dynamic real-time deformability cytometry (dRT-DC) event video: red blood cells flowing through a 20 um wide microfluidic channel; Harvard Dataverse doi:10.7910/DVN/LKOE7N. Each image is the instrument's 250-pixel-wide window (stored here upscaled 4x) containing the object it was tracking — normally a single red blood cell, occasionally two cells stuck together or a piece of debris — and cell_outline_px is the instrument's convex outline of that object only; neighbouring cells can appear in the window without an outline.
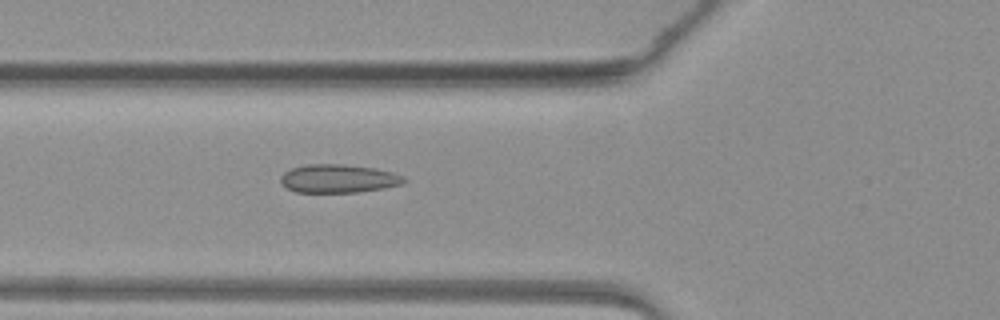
{"species": "common noctule bat (a hibernating species)", "species_latin": "Nyctalus noctula", "temperature_condition": "warm", "stored_images_in_passage": 19, "camera_frame_rate_fps": 3000, "um_per_image_px": 0.085, "animal": {"sex": "female", "body_mass_g": 19.3, "forearm_length_mm": 54.1}, "frame": {"image": 1, "passage_image": 18, "time_ms": 5.667, "image_size_px": [1000, 320], "cell_outline_px": [[408, 180], [404, 184], [384, 188], [356, 192], [296, 192], [288, 188], [280, 180], [280, 176], [284, 172], [292, 168], [304, 164], [344, 164], [376, 168], [392, 172], [404, 176]], "centroid_in_image_um": [28.8, 15.17], "position_along_channel_um": 97.0, "area_um2": 20.52}}